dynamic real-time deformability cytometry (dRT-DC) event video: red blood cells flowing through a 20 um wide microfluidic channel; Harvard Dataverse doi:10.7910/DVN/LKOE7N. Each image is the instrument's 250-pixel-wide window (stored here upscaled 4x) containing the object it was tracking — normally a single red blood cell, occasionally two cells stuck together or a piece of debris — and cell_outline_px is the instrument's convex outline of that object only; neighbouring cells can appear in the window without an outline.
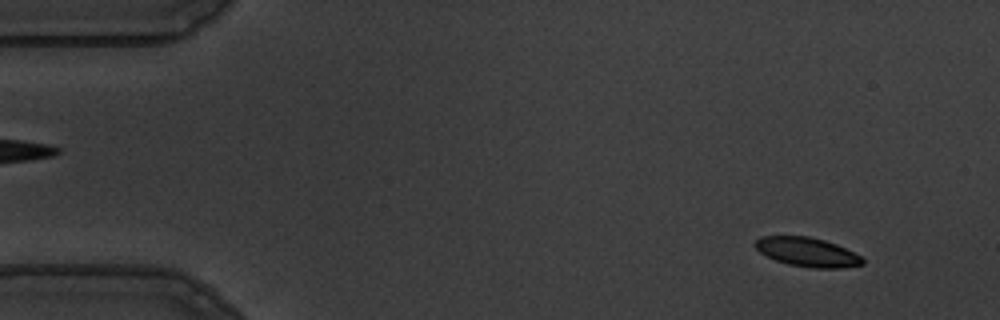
{"species": "common noctule bat (a hibernating species)", "species_latin": "Nyctalus noctula", "temperature_condition": "warm", "stored_images_in_passage": 55, "camera_frame_rate_fps": 3000, "um_per_image_px": 0.085, "animal": {"sex": "male", "body_mass_g": 19.5, "forearm_length_mm": 54.6}, "frame": {"image": 1, "passage_image": 5, "time_ms": 1.333, "image_size_px": [1000, 320], "cell_outline_px": [[864, 264], [844, 268], [812, 268], [788, 264], [776, 260], [760, 252], [752, 244], [760, 236], [808, 236], [824, 240], [836, 244], [860, 256], [864, 260]], "centroid_in_image_um": [68.6, 21.42], "position_along_channel_um": 16.4, "area_um2": 18.15}}
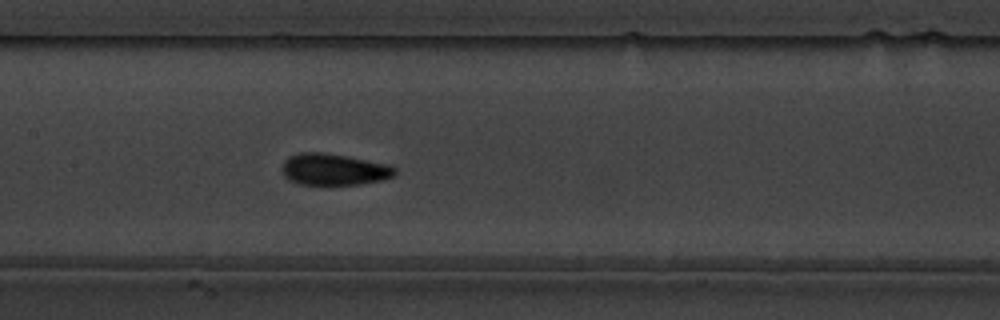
{"frame": {"image": 2, "passage_image": 27, "time_ms": 8.667, "image_size_px": [1000, 320], "cell_outline_px": [[396, 176], [384, 180], [360, 184], [324, 188], [296, 184], [288, 180], [284, 176], [284, 160], [288, 156], [300, 152], [324, 152], [388, 164], [396, 168]], "centroid_in_image_um": [28.37, 14.46], "position_along_channel_um": 179.0, "area_um2": 21.73}}
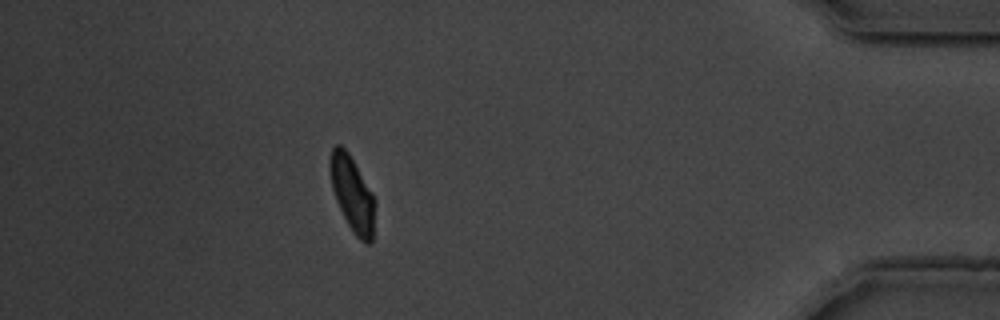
{"frame": {"image": 3, "passage_image": 50, "time_ms": 16.333, "image_size_px": [1000, 320], "cell_outline_px": [[376, 200], [372, 244], [368, 244], [360, 240], [352, 232], [336, 200], [332, 188], [328, 164], [328, 160], [332, 148], [336, 144], [340, 144], [348, 152], [372, 192]], "centroid_in_image_um": [29.95, 16.48], "position_along_channel_um": 405.3, "area_um2": 19.88}, "authors_computed_cell_mechanics": {"area_um2": 19.8832, "velocity_mm_per_s": 3.5825, "shape_relaxation_time_tau1_ms": 3.234, "shape_relaxation_time_tau2_ms": 1.6474, "deformation_change_tau1": 0.1404, "deformation_change_tau2": 0.0674}}